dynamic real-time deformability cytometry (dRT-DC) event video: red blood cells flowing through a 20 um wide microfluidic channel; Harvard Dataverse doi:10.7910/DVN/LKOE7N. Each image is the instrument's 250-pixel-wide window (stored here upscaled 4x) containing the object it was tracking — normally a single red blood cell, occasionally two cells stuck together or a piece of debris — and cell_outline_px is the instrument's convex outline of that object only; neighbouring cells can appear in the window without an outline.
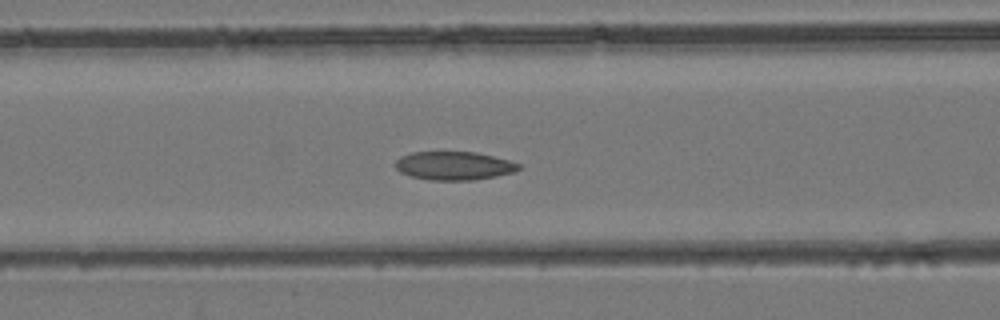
{"species": "common noctule bat (a hibernating species)", "species_latin": "Nyctalus noctula", "temperature_condition": "room temperature", "stored_images_in_passage": 44, "camera_frame_rate_fps": 3000, "um_per_image_px": 0.085, "animal": {"sex": "female", "body_mass_g": 24.6, "forearm_length_mm": 56.2}, "frame": {"image": 1, "passage_image": 18, "time_ms": 5.667, "image_size_px": [1000, 320], "cell_outline_px": [[520, 168], [516, 172], [496, 176], [472, 180], [432, 180], [412, 176], [400, 172], [396, 168], [396, 160], [400, 156], [412, 152], [476, 152], [508, 160], [520, 164]], "centroid_in_image_um": [38.6, 14.08], "position_along_channel_um": 128.0, "area_um2": 20.35}}
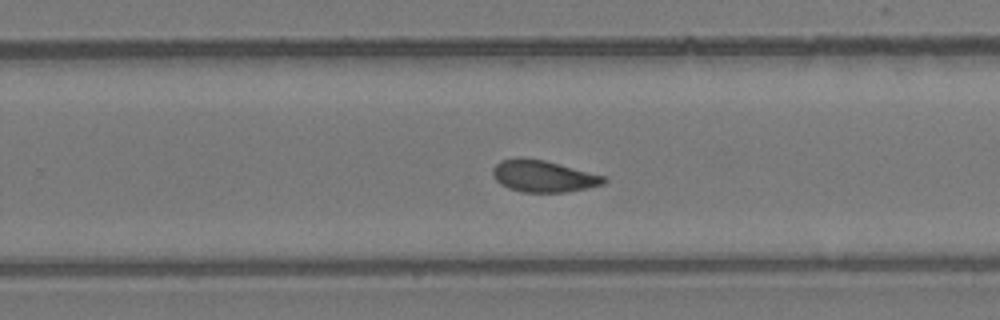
{"frame": {"image": 2, "passage_image": 28, "time_ms": 9.0, "image_size_px": [1000, 320], "cell_outline_px": [[608, 180], [604, 184], [564, 192], [520, 192], [508, 188], [500, 184], [496, 180], [492, 172], [492, 168], [500, 160], [516, 156], [520, 156], [544, 160], [604, 176]], "centroid_in_image_um": [46.11, 14.96], "position_along_channel_um": 283.7, "area_um2": 20.58}}
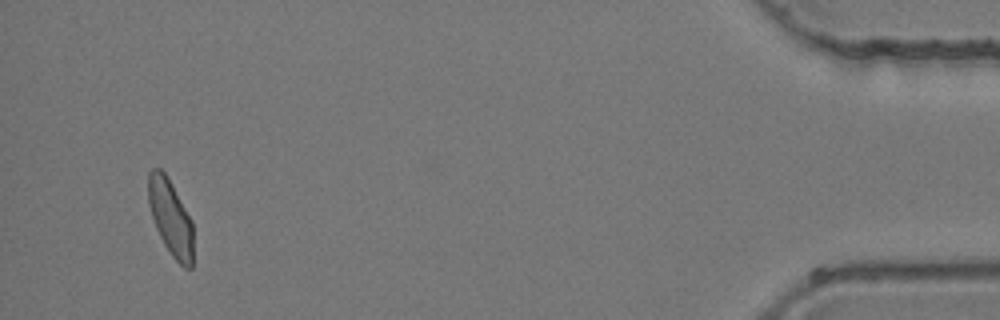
{"frame": {"image": 3, "passage_image": 42, "time_ms": 13.667, "image_size_px": [1000, 320], "cell_outline_px": [[192, 268], [184, 268], [172, 256], [164, 244], [156, 228], [148, 204], [148, 172], [152, 168], [160, 168], [164, 172], [192, 220]], "centroid_in_image_um": [14.48, 18.49], "position_along_channel_um": 420.7, "area_um2": 19.59}}